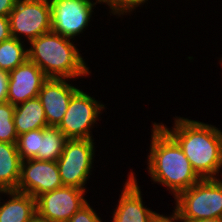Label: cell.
Listing matches in <instances>:
<instances>
[{
  "mask_svg": "<svg viewBox=\"0 0 222 222\" xmlns=\"http://www.w3.org/2000/svg\"><path fill=\"white\" fill-rule=\"evenodd\" d=\"M28 60L35 63L47 78L78 79L91 71L73 39L53 31L27 43Z\"/></svg>",
  "mask_w": 222,
  "mask_h": 222,
  "instance_id": "obj_3",
  "label": "cell"
},
{
  "mask_svg": "<svg viewBox=\"0 0 222 222\" xmlns=\"http://www.w3.org/2000/svg\"><path fill=\"white\" fill-rule=\"evenodd\" d=\"M11 37L9 17L0 16V43Z\"/></svg>",
  "mask_w": 222,
  "mask_h": 222,
  "instance_id": "obj_24",
  "label": "cell"
},
{
  "mask_svg": "<svg viewBox=\"0 0 222 222\" xmlns=\"http://www.w3.org/2000/svg\"><path fill=\"white\" fill-rule=\"evenodd\" d=\"M174 200L173 211L182 222L222 217V178L201 179Z\"/></svg>",
  "mask_w": 222,
  "mask_h": 222,
  "instance_id": "obj_4",
  "label": "cell"
},
{
  "mask_svg": "<svg viewBox=\"0 0 222 222\" xmlns=\"http://www.w3.org/2000/svg\"><path fill=\"white\" fill-rule=\"evenodd\" d=\"M14 113L15 105L9 102L0 103V142L17 143Z\"/></svg>",
  "mask_w": 222,
  "mask_h": 222,
  "instance_id": "obj_19",
  "label": "cell"
},
{
  "mask_svg": "<svg viewBox=\"0 0 222 222\" xmlns=\"http://www.w3.org/2000/svg\"><path fill=\"white\" fill-rule=\"evenodd\" d=\"M13 119L18 136L31 130L48 127L45 111L38 97L15 105Z\"/></svg>",
  "mask_w": 222,
  "mask_h": 222,
  "instance_id": "obj_15",
  "label": "cell"
},
{
  "mask_svg": "<svg viewBox=\"0 0 222 222\" xmlns=\"http://www.w3.org/2000/svg\"><path fill=\"white\" fill-rule=\"evenodd\" d=\"M70 80L76 81L74 79L48 78L42 84L38 98L45 111L48 126L57 127L60 124L72 95L79 89Z\"/></svg>",
  "mask_w": 222,
  "mask_h": 222,
  "instance_id": "obj_12",
  "label": "cell"
},
{
  "mask_svg": "<svg viewBox=\"0 0 222 222\" xmlns=\"http://www.w3.org/2000/svg\"><path fill=\"white\" fill-rule=\"evenodd\" d=\"M147 1L148 0H100L104 6L108 5L109 14L111 16L115 15L117 18H123L124 15H132L133 11H136L138 7H141L145 3L148 4Z\"/></svg>",
  "mask_w": 222,
  "mask_h": 222,
  "instance_id": "obj_21",
  "label": "cell"
},
{
  "mask_svg": "<svg viewBox=\"0 0 222 222\" xmlns=\"http://www.w3.org/2000/svg\"><path fill=\"white\" fill-rule=\"evenodd\" d=\"M68 138L54 126L40 128L39 152L34 159L57 161L64 150Z\"/></svg>",
  "mask_w": 222,
  "mask_h": 222,
  "instance_id": "obj_17",
  "label": "cell"
},
{
  "mask_svg": "<svg viewBox=\"0 0 222 222\" xmlns=\"http://www.w3.org/2000/svg\"><path fill=\"white\" fill-rule=\"evenodd\" d=\"M105 105L79 88L72 95L68 109L57 127L68 139H95L91 130L101 121L100 116L107 107Z\"/></svg>",
  "mask_w": 222,
  "mask_h": 222,
  "instance_id": "obj_6",
  "label": "cell"
},
{
  "mask_svg": "<svg viewBox=\"0 0 222 222\" xmlns=\"http://www.w3.org/2000/svg\"><path fill=\"white\" fill-rule=\"evenodd\" d=\"M135 172H129L125 181L119 201L112 213L111 222H151L158 214L149 207L144 206L141 187L138 186Z\"/></svg>",
  "mask_w": 222,
  "mask_h": 222,
  "instance_id": "obj_11",
  "label": "cell"
},
{
  "mask_svg": "<svg viewBox=\"0 0 222 222\" xmlns=\"http://www.w3.org/2000/svg\"><path fill=\"white\" fill-rule=\"evenodd\" d=\"M6 192H7V190L0 186V194H5Z\"/></svg>",
  "mask_w": 222,
  "mask_h": 222,
  "instance_id": "obj_29",
  "label": "cell"
},
{
  "mask_svg": "<svg viewBox=\"0 0 222 222\" xmlns=\"http://www.w3.org/2000/svg\"><path fill=\"white\" fill-rule=\"evenodd\" d=\"M147 173L175 198L201 180L178 143L156 122L151 126Z\"/></svg>",
  "mask_w": 222,
  "mask_h": 222,
  "instance_id": "obj_2",
  "label": "cell"
},
{
  "mask_svg": "<svg viewBox=\"0 0 222 222\" xmlns=\"http://www.w3.org/2000/svg\"><path fill=\"white\" fill-rule=\"evenodd\" d=\"M95 139H68L57 160L62 184L87 190L85 184L94 170ZM92 169V170H91Z\"/></svg>",
  "mask_w": 222,
  "mask_h": 222,
  "instance_id": "obj_5",
  "label": "cell"
},
{
  "mask_svg": "<svg viewBox=\"0 0 222 222\" xmlns=\"http://www.w3.org/2000/svg\"><path fill=\"white\" fill-rule=\"evenodd\" d=\"M9 22L11 36L29 43L51 31L50 1L17 0L9 14Z\"/></svg>",
  "mask_w": 222,
  "mask_h": 222,
  "instance_id": "obj_7",
  "label": "cell"
},
{
  "mask_svg": "<svg viewBox=\"0 0 222 222\" xmlns=\"http://www.w3.org/2000/svg\"><path fill=\"white\" fill-rule=\"evenodd\" d=\"M47 79L43 71L27 59L9 73L7 102L18 105L38 97L42 84Z\"/></svg>",
  "mask_w": 222,
  "mask_h": 222,
  "instance_id": "obj_13",
  "label": "cell"
},
{
  "mask_svg": "<svg viewBox=\"0 0 222 222\" xmlns=\"http://www.w3.org/2000/svg\"><path fill=\"white\" fill-rule=\"evenodd\" d=\"M151 222H182L178 215L173 211L172 214L163 215L158 213L157 216Z\"/></svg>",
  "mask_w": 222,
  "mask_h": 222,
  "instance_id": "obj_26",
  "label": "cell"
},
{
  "mask_svg": "<svg viewBox=\"0 0 222 222\" xmlns=\"http://www.w3.org/2000/svg\"><path fill=\"white\" fill-rule=\"evenodd\" d=\"M194 222H222V217L210 218V219H199Z\"/></svg>",
  "mask_w": 222,
  "mask_h": 222,
  "instance_id": "obj_27",
  "label": "cell"
},
{
  "mask_svg": "<svg viewBox=\"0 0 222 222\" xmlns=\"http://www.w3.org/2000/svg\"><path fill=\"white\" fill-rule=\"evenodd\" d=\"M173 120L171 128L158 124L178 143L198 176L222 178V130L187 117L175 116Z\"/></svg>",
  "mask_w": 222,
  "mask_h": 222,
  "instance_id": "obj_1",
  "label": "cell"
},
{
  "mask_svg": "<svg viewBox=\"0 0 222 222\" xmlns=\"http://www.w3.org/2000/svg\"><path fill=\"white\" fill-rule=\"evenodd\" d=\"M17 0H0V16L9 17Z\"/></svg>",
  "mask_w": 222,
  "mask_h": 222,
  "instance_id": "obj_25",
  "label": "cell"
},
{
  "mask_svg": "<svg viewBox=\"0 0 222 222\" xmlns=\"http://www.w3.org/2000/svg\"><path fill=\"white\" fill-rule=\"evenodd\" d=\"M88 190L63 186L36 198L37 215L50 222H67L88 200Z\"/></svg>",
  "mask_w": 222,
  "mask_h": 222,
  "instance_id": "obj_9",
  "label": "cell"
},
{
  "mask_svg": "<svg viewBox=\"0 0 222 222\" xmlns=\"http://www.w3.org/2000/svg\"><path fill=\"white\" fill-rule=\"evenodd\" d=\"M7 199L0 201V222H28L36 214V199L16 190L5 193Z\"/></svg>",
  "mask_w": 222,
  "mask_h": 222,
  "instance_id": "obj_14",
  "label": "cell"
},
{
  "mask_svg": "<svg viewBox=\"0 0 222 222\" xmlns=\"http://www.w3.org/2000/svg\"><path fill=\"white\" fill-rule=\"evenodd\" d=\"M67 222H103L96 210L87 202Z\"/></svg>",
  "mask_w": 222,
  "mask_h": 222,
  "instance_id": "obj_22",
  "label": "cell"
},
{
  "mask_svg": "<svg viewBox=\"0 0 222 222\" xmlns=\"http://www.w3.org/2000/svg\"><path fill=\"white\" fill-rule=\"evenodd\" d=\"M16 144L22 161L34 159L39 152L40 128L19 135Z\"/></svg>",
  "mask_w": 222,
  "mask_h": 222,
  "instance_id": "obj_20",
  "label": "cell"
},
{
  "mask_svg": "<svg viewBox=\"0 0 222 222\" xmlns=\"http://www.w3.org/2000/svg\"><path fill=\"white\" fill-rule=\"evenodd\" d=\"M63 186L57 161H21L20 180L16 191L29 194L36 199L43 193Z\"/></svg>",
  "mask_w": 222,
  "mask_h": 222,
  "instance_id": "obj_10",
  "label": "cell"
},
{
  "mask_svg": "<svg viewBox=\"0 0 222 222\" xmlns=\"http://www.w3.org/2000/svg\"><path fill=\"white\" fill-rule=\"evenodd\" d=\"M27 44L15 37L0 43V69L10 73L28 59Z\"/></svg>",
  "mask_w": 222,
  "mask_h": 222,
  "instance_id": "obj_18",
  "label": "cell"
},
{
  "mask_svg": "<svg viewBox=\"0 0 222 222\" xmlns=\"http://www.w3.org/2000/svg\"><path fill=\"white\" fill-rule=\"evenodd\" d=\"M9 73L0 69V103L7 102Z\"/></svg>",
  "mask_w": 222,
  "mask_h": 222,
  "instance_id": "obj_23",
  "label": "cell"
},
{
  "mask_svg": "<svg viewBox=\"0 0 222 222\" xmlns=\"http://www.w3.org/2000/svg\"><path fill=\"white\" fill-rule=\"evenodd\" d=\"M21 161L16 143L0 142V186L7 191L17 190Z\"/></svg>",
  "mask_w": 222,
  "mask_h": 222,
  "instance_id": "obj_16",
  "label": "cell"
},
{
  "mask_svg": "<svg viewBox=\"0 0 222 222\" xmlns=\"http://www.w3.org/2000/svg\"><path fill=\"white\" fill-rule=\"evenodd\" d=\"M28 222H50L46 219H43L41 217H39L37 214L31 219L29 220Z\"/></svg>",
  "mask_w": 222,
  "mask_h": 222,
  "instance_id": "obj_28",
  "label": "cell"
},
{
  "mask_svg": "<svg viewBox=\"0 0 222 222\" xmlns=\"http://www.w3.org/2000/svg\"><path fill=\"white\" fill-rule=\"evenodd\" d=\"M51 31L75 40L89 28L96 4L100 0H49ZM88 27V28H87Z\"/></svg>",
  "mask_w": 222,
  "mask_h": 222,
  "instance_id": "obj_8",
  "label": "cell"
}]
</instances>
